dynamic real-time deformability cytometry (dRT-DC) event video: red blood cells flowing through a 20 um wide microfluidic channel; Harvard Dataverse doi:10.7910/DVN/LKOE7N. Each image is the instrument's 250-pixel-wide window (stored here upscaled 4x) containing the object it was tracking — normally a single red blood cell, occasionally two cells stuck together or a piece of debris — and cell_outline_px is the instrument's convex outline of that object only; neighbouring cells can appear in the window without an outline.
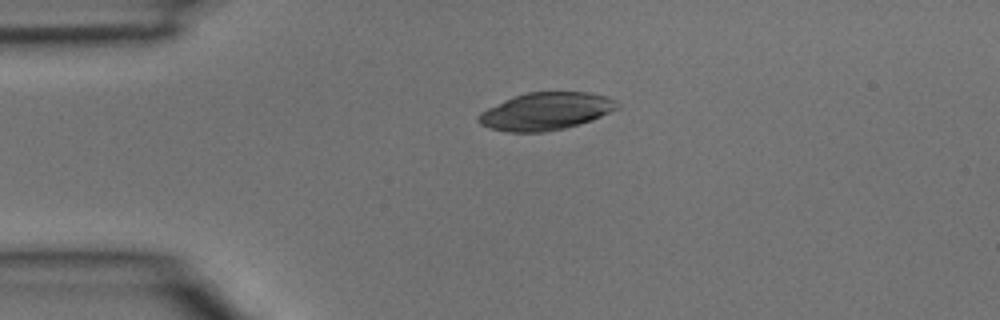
{"species": "common noctule bat (a hibernating species)", "species_latin": "Nyctalus noctula", "temperature_condition": "room temperature", "stored_images_in_passage": 2, "camera_frame_rate_fps": 3000, "um_per_image_px": 0.085, "animal": {"sex": "male", "body_mass_g": 15.6}, "frame": {"image": 1, "passage_image": 1, "time_ms": 0.0, "image_size_px": [1000, 320], "cell_outline_px": [[620, 108], [592, 120], [580, 124], [564, 128], [544, 132], [508, 132], [488, 128], [480, 124], [476, 120], [476, 116], [480, 112], [488, 108], [516, 96], [528, 92], [588, 92], [604, 96], [616, 100], [620, 104]], "centroid_in_image_um": [46.41, 9.47], "position_along_channel_um": 38.6, "area_um2": 30.29}}